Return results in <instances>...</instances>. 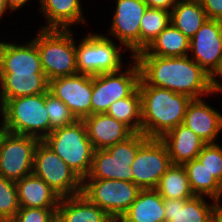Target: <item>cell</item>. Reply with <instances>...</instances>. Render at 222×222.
Instances as JSON below:
<instances>
[{"mask_svg":"<svg viewBox=\"0 0 222 222\" xmlns=\"http://www.w3.org/2000/svg\"><path fill=\"white\" fill-rule=\"evenodd\" d=\"M214 218L217 222H222V205H220V202L216 206Z\"/></svg>","mask_w":222,"mask_h":222,"instance_id":"40","label":"cell"},{"mask_svg":"<svg viewBox=\"0 0 222 222\" xmlns=\"http://www.w3.org/2000/svg\"><path fill=\"white\" fill-rule=\"evenodd\" d=\"M141 132L148 138L161 139L184 122L191 98L185 94L147 85L141 78Z\"/></svg>","mask_w":222,"mask_h":222,"instance_id":"2","label":"cell"},{"mask_svg":"<svg viewBox=\"0 0 222 222\" xmlns=\"http://www.w3.org/2000/svg\"><path fill=\"white\" fill-rule=\"evenodd\" d=\"M76 45L78 73L95 76L113 73L122 68L121 49L110 38L102 34H89Z\"/></svg>","mask_w":222,"mask_h":222,"instance_id":"7","label":"cell"},{"mask_svg":"<svg viewBox=\"0 0 222 222\" xmlns=\"http://www.w3.org/2000/svg\"><path fill=\"white\" fill-rule=\"evenodd\" d=\"M29 0H6L8 9L11 11H16L17 9L23 7L25 3H27Z\"/></svg>","mask_w":222,"mask_h":222,"instance_id":"38","label":"cell"},{"mask_svg":"<svg viewBox=\"0 0 222 222\" xmlns=\"http://www.w3.org/2000/svg\"><path fill=\"white\" fill-rule=\"evenodd\" d=\"M60 198L81 194L82 180L42 140L35 147L33 172Z\"/></svg>","mask_w":222,"mask_h":222,"instance_id":"8","label":"cell"},{"mask_svg":"<svg viewBox=\"0 0 222 222\" xmlns=\"http://www.w3.org/2000/svg\"><path fill=\"white\" fill-rule=\"evenodd\" d=\"M170 22V11L147 8L140 24V51L144 50Z\"/></svg>","mask_w":222,"mask_h":222,"instance_id":"31","label":"cell"},{"mask_svg":"<svg viewBox=\"0 0 222 222\" xmlns=\"http://www.w3.org/2000/svg\"><path fill=\"white\" fill-rule=\"evenodd\" d=\"M20 207L57 209L60 197L33 173L16 181Z\"/></svg>","mask_w":222,"mask_h":222,"instance_id":"23","label":"cell"},{"mask_svg":"<svg viewBox=\"0 0 222 222\" xmlns=\"http://www.w3.org/2000/svg\"><path fill=\"white\" fill-rule=\"evenodd\" d=\"M190 188L195 196H204L218 203L222 197V184L203 166L198 159L183 164Z\"/></svg>","mask_w":222,"mask_h":222,"instance_id":"28","label":"cell"},{"mask_svg":"<svg viewBox=\"0 0 222 222\" xmlns=\"http://www.w3.org/2000/svg\"><path fill=\"white\" fill-rule=\"evenodd\" d=\"M208 19L222 21V0H200Z\"/></svg>","mask_w":222,"mask_h":222,"instance_id":"36","label":"cell"},{"mask_svg":"<svg viewBox=\"0 0 222 222\" xmlns=\"http://www.w3.org/2000/svg\"><path fill=\"white\" fill-rule=\"evenodd\" d=\"M163 199H191L193 194L183 165L172 164L156 187Z\"/></svg>","mask_w":222,"mask_h":222,"instance_id":"29","label":"cell"},{"mask_svg":"<svg viewBox=\"0 0 222 222\" xmlns=\"http://www.w3.org/2000/svg\"><path fill=\"white\" fill-rule=\"evenodd\" d=\"M171 165L164 142L159 138H148L139 147L131 165L133 183L142 190L156 189L160 178Z\"/></svg>","mask_w":222,"mask_h":222,"instance_id":"12","label":"cell"},{"mask_svg":"<svg viewBox=\"0 0 222 222\" xmlns=\"http://www.w3.org/2000/svg\"><path fill=\"white\" fill-rule=\"evenodd\" d=\"M148 6L144 0H117L110 34L121 46L132 51L131 59L140 51V24Z\"/></svg>","mask_w":222,"mask_h":222,"instance_id":"15","label":"cell"},{"mask_svg":"<svg viewBox=\"0 0 222 222\" xmlns=\"http://www.w3.org/2000/svg\"><path fill=\"white\" fill-rule=\"evenodd\" d=\"M93 76L77 73L49 81L48 91L63 101L77 120L91 115Z\"/></svg>","mask_w":222,"mask_h":222,"instance_id":"13","label":"cell"},{"mask_svg":"<svg viewBox=\"0 0 222 222\" xmlns=\"http://www.w3.org/2000/svg\"><path fill=\"white\" fill-rule=\"evenodd\" d=\"M106 114L123 122L134 133H141V94L138 87L128 97L113 102Z\"/></svg>","mask_w":222,"mask_h":222,"instance_id":"30","label":"cell"},{"mask_svg":"<svg viewBox=\"0 0 222 222\" xmlns=\"http://www.w3.org/2000/svg\"><path fill=\"white\" fill-rule=\"evenodd\" d=\"M210 222H217V220L214 218L212 221H210Z\"/></svg>","mask_w":222,"mask_h":222,"instance_id":"43","label":"cell"},{"mask_svg":"<svg viewBox=\"0 0 222 222\" xmlns=\"http://www.w3.org/2000/svg\"><path fill=\"white\" fill-rule=\"evenodd\" d=\"M217 76L220 79L222 78V65H221L219 71L212 77L214 92H216V93L222 91V83L217 80V78H216Z\"/></svg>","mask_w":222,"mask_h":222,"instance_id":"39","label":"cell"},{"mask_svg":"<svg viewBox=\"0 0 222 222\" xmlns=\"http://www.w3.org/2000/svg\"><path fill=\"white\" fill-rule=\"evenodd\" d=\"M190 39L171 23L142 51L136 55H155L161 57L186 56Z\"/></svg>","mask_w":222,"mask_h":222,"instance_id":"26","label":"cell"},{"mask_svg":"<svg viewBox=\"0 0 222 222\" xmlns=\"http://www.w3.org/2000/svg\"><path fill=\"white\" fill-rule=\"evenodd\" d=\"M147 139L142 132L133 133L126 140L107 149L95 150L91 171L83 180L113 179L133 182L131 165L139 147Z\"/></svg>","mask_w":222,"mask_h":222,"instance_id":"6","label":"cell"},{"mask_svg":"<svg viewBox=\"0 0 222 222\" xmlns=\"http://www.w3.org/2000/svg\"><path fill=\"white\" fill-rule=\"evenodd\" d=\"M40 10L47 19L42 29H70L72 24L85 22L80 0H39Z\"/></svg>","mask_w":222,"mask_h":222,"instance_id":"24","label":"cell"},{"mask_svg":"<svg viewBox=\"0 0 222 222\" xmlns=\"http://www.w3.org/2000/svg\"><path fill=\"white\" fill-rule=\"evenodd\" d=\"M183 124L206 144H213L222 130V114L204 100L192 99L186 108Z\"/></svg>","mask_w":222,"mask_h":222,"instance_id":"18","label":"cell"},{"mask_svg":"<svg viewBox=\"0 0 222 222\" xmlns=\"http://www.w3.org/2000/svg\"><path fill=\"white\" fill-rule=\"evenodd\" d=\"M148 8L165 9L171 11L178 0H144ZM170 9V10H169Z\"/></svg>","mask_w":222,"mask_h":222,"instance_id":"37","label":"cell"},{"mask_svg":"<svg viewBox=\"0 0 222 222\" xmlns=\"http://www.w3.org/2000/svg\"><path fill=\"white\" fill-rule=\"evenodd\" d=\"M123 71L102 73L93 76L91 96V114L106 113L110 105L128 97L137 87L140 80V68L137 61Z\"/></svg>","mask_w":222,"mask_h":222,"instance_id":"11","label":"cell"},{"mask_svg":"<svg viewBox=\"0 0 222 222\" xmlns=\"http://www.w3.org/2000/svg\"><path fill=\"white\" fill-rule=\"evenodd\" d=\"M39 139L29 135L0 132V176L13 181L32 174L34 151Z\"/></svg>","mask_w":222,"mask_h":222,"instance_id":"10","label":"cell"},{"mask_svg":"<svg viewBox=\"0 0 222 222\" xmlns=\"http://www.w3.org/2000/svg\"><path fill=\"white\" fill-rule=\"evenodd\" d=\"M88 138L95 150L107 149L126 140L134 132L123 122L106 113L91 114L83 119Z\"/></svg>","mask_w":222,"mask_h":222,"instance_id":"17","label":"cell"},{"mask_svg":"<svg viewBox=\"0 0 222 222\" xmlns=\"http://www.w3.org/2000/svg\"><path fill=\"white\" fill-rule=\"evenodd\" d=\"M2 129L43 140L50 134L45 93L8 99L1 107Z\"/></svg>","mask_w":222,"mask_h":222,"instance_id":"4","label":"cell"},{"mask_svg":"<svg viewBox=\"0 0 222 222\" xmlns=\"http://www.w3.org/2000/svg\"><path fill=\"white\" fill-rule=\"evenodd\" d=\"M108 222H120V218H116V219H111L110 221Z\"/></svg>","mask_w":222,"mask_h":222,"instance_id":"42","label":"cell"},{"mask_svg":"<svg viewBox=\"0 0 222 222\" xmlns=\"http://www.w3.org/2000/svg\"><path fill=\"white\" fill-rule=\"evenodd\" d=\"M45 104L50 120V133L55 128L68 126L77 120L68 106L49 91L45 93Z\"/></svg>","mask_w":222,"mask_h":222,"instance_id":"33","label":"cell"},{"mask_svg":"<svg viewBox=\"0 0 222 222\" xmlns=\"http://www.w3.org/2000/svg\"><path fill=\"white\" fill-rule=\"evenodd\" d=\"M25 44L0 41V73H44L36 43Z\"/></svg>","mask_w":222,"mask_h":222,"instance_id":"16","label":"cell"},{"mask_svg":"<svg viewBox=\"0 0 222 222\" xmlns=\"http://www.w3.org/2000/svg\"><path fill=\"white\" fill-rule=\"evenodd\" d=\"M207 19L200 0H178L170 11V23L189 39Z\"/></svg>","mask_w":222,"mask_h":222,"instance_id":"27","label":"cell"},{"mask_svg":"<svg viewBox=\"0 0 222 222\" xmlns=\"http://www.w3.org/2000/svg\"><path fill=\"white\" fill-rule=\"evenodd\" d=\"M133 58L139 65L140 78L147 85L185 94L191 99L215 93L212 76L188 55H135Z\"/></svg>","mask_w":222,"mask_h":222,"instance_id":"1","label":"cell"},{"mask_svg":"<svg viewBox=\"0 0 222 222\" xmlns=\"http://www.w3.org/2000/svg\"><path fill=\"white\" fill-rule=\"evenodd\" d=\"M8 6L6 3V0H0V19L3 17L2 15L4 14L5 11H8Z\"/></svg>","mask_w":222,"mask_h":222,"instance_id":"41","label":"cell"},{"mask_svg":"<svg viewBox=\"0 0 222 222\" xmlns=\"http://www.w3.org/2000/svg\"><path fill=\"white\" fill-rule=\"evenodd\" d=\"M19 209L16 182L0 176V222H11Z\"/></svg>","mask_w":222,"mask_h":222,"instance_id":"32","label":"cell"},{"mask_svg":"<svg viewBox=\"0 0 222 222\" xmlns=\"http://www.w3.org/2000/svg\"><path fill=\"white\" fill-rule=\"evenodd\" d=\"M111 219L83 194L62 197L56 211V222H108Z\"/></svg>","mask_w":222,"mask_h":222,"instance_id":"22","label":"cell"},{"mask_svg":"<svg viewBox=\"0 0 222 222\" xmlns=\"http://www.w3.org/2000/svg\"><path fill=\"white\" fill-rule=\"evenodd\" d=\"M190 51V58L213 77L222 65V21L207 19L190 39Z\"/></svg>","mask_w":222,"mask_h":222,"instance_id":"14","label":"cell"},{"mask_svg":"<svg viewBox=\"0 0 222 222\" xmlns=\"http://www.w3.org/2000/svg\"><path fill=\"white\" fill-rule=\"evenodd\" d=\"M83 180L92 168L94 147L83 120L55 128L42 140Z\"/></svg>","mask_w":222,"mask_h":222,"instance_id":"3","label":"cell"},{"mask_svg":"<svg viewBox=\"0 0 222 222\" xmlns=\"http://www.w3.org/2000/svg\"><path fill=\"white\" fill-rule=\"evenodd\" d=\"M44 73H0V107L8 100L48 91Z\"/></svg>","mask_w":222,"mask_h":222,"instance_id":"20","label":"cell"},{"mask_svg":"<svg viewBox=\"0 0 222 222\" xmlns=\"http://www.w3.org/2000/svg\"><path fill=\"white\" fill-rule=\"evenodd\" d=\"M142 189L133 182L113 179L82 180V192L112 219L121 218Z\"/></svg>","mask_w":222,"mask_h":222,"instance_id":"9","label":"cell"},{"mask_svg":"<svg viewBox=\"0 0 222 222\" xmlns=\"http://www.w3.org/2000/svg\"><path fill=\"white\" fill-rule=\"evenodd\" d=\"M198 161L222 184V147L206 144L197 155Z\"/></svg>","mask_w":222,"mask_h":222,"instance_id":"34","label":"cell"},{"mask_svg":"<svg viewBox=\"0 0 222 222\" xmlns=\"http://www.w3.org/2000/svg\"><path fill=\"white\" fill-rule=\"evenodd\" d=\"M71 29H40L33 39L48 81L78 73L76 42Z\"/></svg>","mask_w":222,"mask_h":222,"instance_id":"5","label":"cell"},{"mask_svg":"<svg viewBox=\"0 0 222 222\" xmlns=\"http://www.w3.org/2000/svg\"><path fill=\"white\" fill-rule=\"evenodd\" d=\"M161 140L167 147L172 164L183 165L197 158L206 143L185 124H179Z\"/></svg>","mask_w":222,"mask_h":222,"instance_id":"21","label":"cell"},{"mask_svg":"<svg viewBox=\"0 0 222 222\" xmlns=\"http://www.w3.org/2000/svg\"><path fill=\"white\" fill-rule=\"evenodd\" d=\"M121 218L125 222H165L164 199L156 189L141 190Z\"/></svg>","mask_w":222,"mask_h":222,"instance_id":"25","label":"cell"},{"mask_svg":"<svg viewBox=\"0 0 222 222\" xmlns=\"http://www.w3.org/2000/svg\"><path fill=\"white\" fill-rule=\"evenodd\" d=\"M218 202L209 204L204 196L191 199H164L165 222H210Z\"/></svg>","mask_w":222,"mask_h":222,"instance_id":"19","label":"cell"},{"mask_svg":"<svg viewBox=\"0 0 222 222\" xmlns=\"http://www.w3.org/2000/svg\"><path fill=\"white\" fill-rule=\"evenodd\" d=\"M57 209L20 207L11 222H56Z\"/></svg>","mask_w":222,"mask_h":222,"instance_id":"35","label":"cell"}]
</instances>
